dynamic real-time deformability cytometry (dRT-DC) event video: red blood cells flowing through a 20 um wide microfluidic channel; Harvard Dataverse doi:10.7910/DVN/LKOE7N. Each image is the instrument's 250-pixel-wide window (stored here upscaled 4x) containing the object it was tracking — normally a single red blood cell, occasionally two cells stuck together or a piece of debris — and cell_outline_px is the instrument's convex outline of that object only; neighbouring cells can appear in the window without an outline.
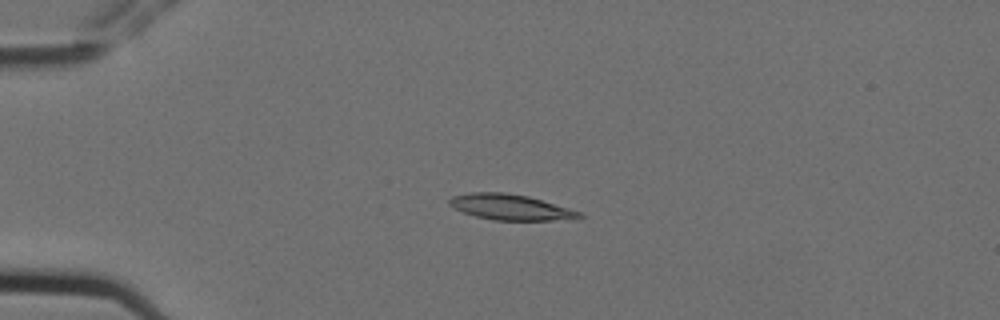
{"species": "Egyptian fruit bat (a non-hibernating species)", "species_latin": "Rousettus aegyptiacus", "temperature_condition": "cold", "stored_images_in_passage": 6, "camera_frame_rate_fps": 3000, "um_per_image_px": 0.085, "animal": {"sex": "female"}, "frame": {"image": 1, "passage_image": 4, "time_ms": 1.0, "image_size_px": [1000, 320], "cell_outline_px": [[584, 216], [552, 220], [492, 220], [476, 216], [452, 208], [448, 204], [448, 200], [452, 196], [468, 192], [504, 192], [528, 196], [568, 208], [580, 212]], "centroid_in_image_um": [43.28, 17.59], "position_along_channel_um": 41.7, "area_um2": 19.19}}
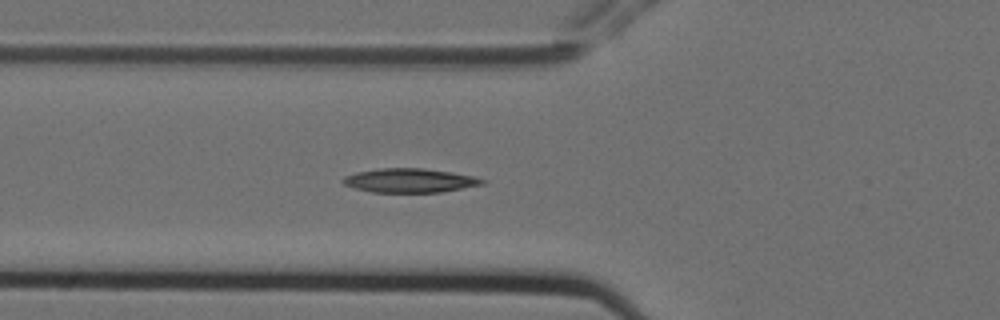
{"frame": {"image": 2, "passage_image": 6, "time_ms": 1.667, "image_size_px": [1000, 320], "cell_outline_px": [[488, 180], [484, 184], [440, 192], [372, 192], [356, 188], [344, 184], [340, 180], [344, 176], [356, 172], [380, 168], [424, 168], [452, 172], [472, 176]], "centroid_in_image_um": [34.82, 15.33], "position_along_channel_um": 91.0, "area_um2": 19.48}}